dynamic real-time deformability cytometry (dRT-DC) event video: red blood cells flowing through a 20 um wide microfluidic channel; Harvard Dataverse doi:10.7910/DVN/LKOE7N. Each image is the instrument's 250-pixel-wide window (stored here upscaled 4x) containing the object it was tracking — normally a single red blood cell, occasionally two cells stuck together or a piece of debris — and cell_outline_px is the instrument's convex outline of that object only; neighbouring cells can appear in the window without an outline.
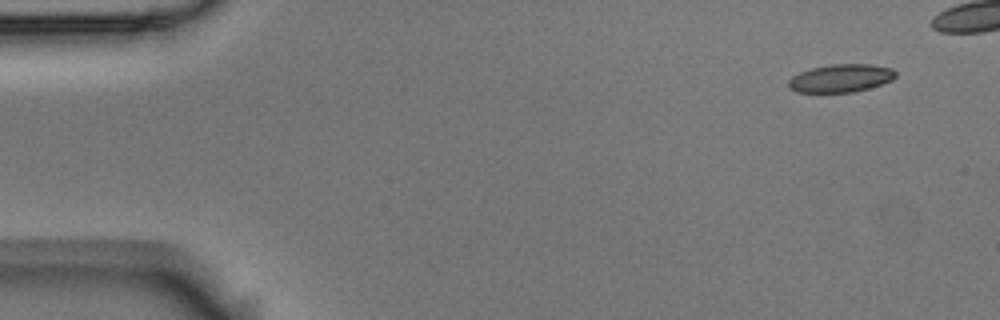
{"species": "Egyptian fruit bat (a non-hibernating species)", "species_latin": "Rousettus aegyptiacus", "temperature_condition": "room temperature", "stored_images_in_passage": 13, "camera_frame_rate_fps": 3000, "um_per_image_px": 0.085, "animal": {"sex": "male"}, "frame": {"image": 1, "passage_image": 1, "time_ms": 0.0, "image_size_px": [1000, 320], "cell_outline_px": [[896, 76], [892, 80], [868, 88], [852, 92], [796, 92], [788, 88], [788, 80], [792, 76], [800, 72], [812, 68], [832, 64], [872, 64], [892, 68], [896, 72]], "centroid_in_image_um": [71.46, 6.64], "position_along_channel_um": 13.5, "area_um2": 17.46}}
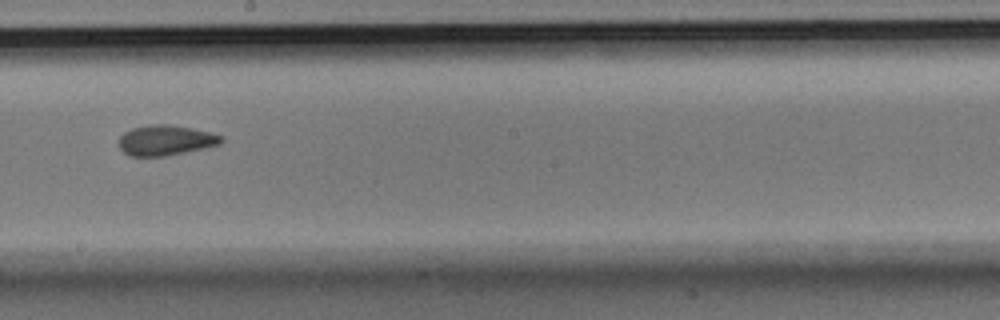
{"frame": {"image": 2, "passage_image": 8, "time_ms": 2.333, "image_size_px": [1000, 320], "cell_outline_px": [[224, 140], [220, 144], [208, 148], [164, 156], [128, 156], [120, 148], [120, 136], [124, 132], [132, 128], [152, 124], [172, 124], [212, 132], [224, 136]], "centroid_in_image_um": [14.14, 11.92], "position_along_channel_um": 234.1, "area_um2": 18.32}}
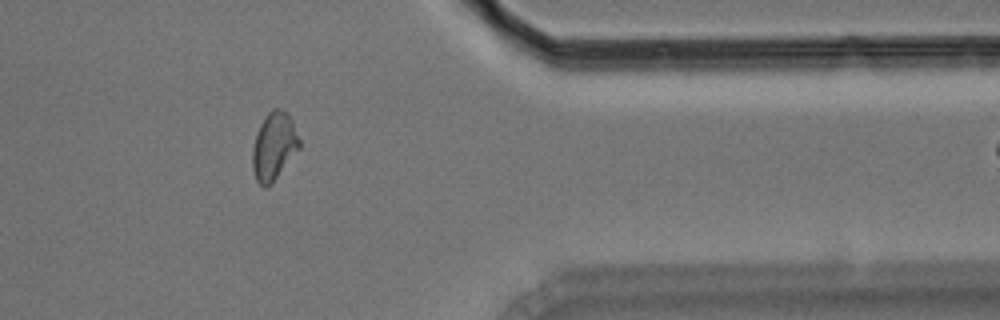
{"frame": {"image": 3, "passage_image": 12, "time_ms": 3.667, "image_size_px": [1000, 320], "cell_outline_px": [[300, 148], [272, 184], [264, 188], [256, 180], [252, 168], [252, 148], [256, 132], [260, 124], [268, 112], [272, 108], [280, 108], [288, 112], [292, 120], [300, 140]], "centroid_in_image_um": [23.28, 12.42], "position_along_channel_um": 388.1, "area_um2": 18.79}}